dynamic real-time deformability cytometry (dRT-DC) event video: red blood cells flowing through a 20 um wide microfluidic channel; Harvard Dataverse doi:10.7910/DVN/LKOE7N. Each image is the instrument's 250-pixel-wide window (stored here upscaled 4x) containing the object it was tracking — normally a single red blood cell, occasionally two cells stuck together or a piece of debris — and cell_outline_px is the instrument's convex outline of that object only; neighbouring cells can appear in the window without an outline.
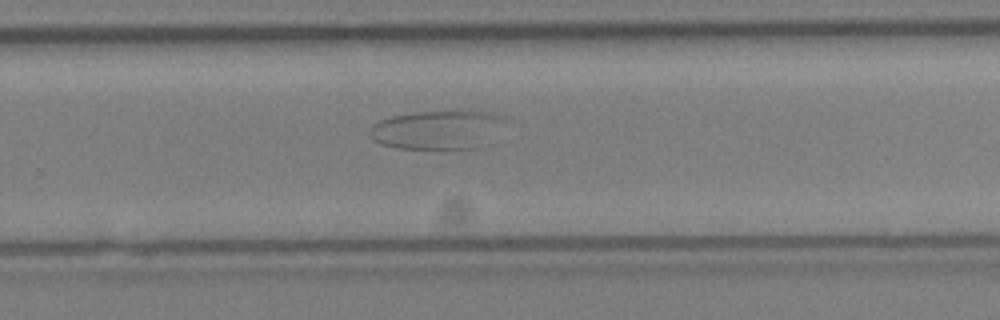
{"species": "Egyptian fruit bat (a non-hibernating species)", "species_latin": "Rousettus aegyptiacus", "temperature_condition": "cold", "stored_images_in_passage": 37, "camera_frame_rate_fps": 3000, "um_per_image_px": 0.085, "animal": {"sex": "female"}, "frame": {"image": 1, "passage_image": 22, "time_ms": 7.0, "image_size_px": [1000, 320], "cell_outline_px": [[512, 120], [480, 148], [396, 148], [380, 144], [372, 140], [368, 136], [368, 132], [372, 124], [380, 120], [392, 116], [412, 112], [468, 108], [496, 112], [508, 116]], "centroid_in_image_um": [37.31, 10.96], "position_along_channel_um": 292.5, "area_um2": 32.37}}
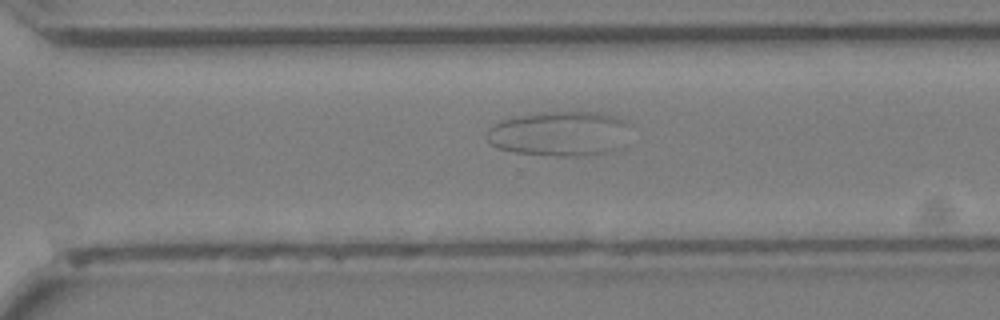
{"frame": {"image": 2, "passage_image": 24, "time_ms": 7.667, "image_size_px": [1000, 320], "cell_outline_px": [[632, 124], [620, 148], [604, 152], [568, 156], [560, 156], [516, 152], [496, 148], [488, 144], [488, 128], [492, 124], [500, 120], [520, 116], [544, 112], [600, 112], [624, 120]], "centroid_in_image_um": [47.55, 11.35], "position_along_channel_um": 323.0, "area_um2": 37.28}}